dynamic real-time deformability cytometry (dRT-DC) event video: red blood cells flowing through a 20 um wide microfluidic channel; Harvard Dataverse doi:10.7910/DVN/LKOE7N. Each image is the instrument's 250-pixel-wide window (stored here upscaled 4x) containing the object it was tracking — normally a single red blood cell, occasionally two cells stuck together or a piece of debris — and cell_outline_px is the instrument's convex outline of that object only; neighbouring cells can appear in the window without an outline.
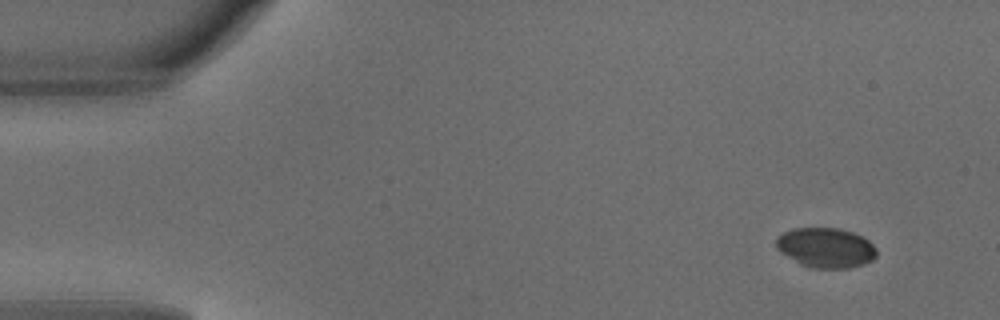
{"species": "common noctule bat (a hibernating species)", "species_latin": "Nyctalus noctula", "temperature_condition": "warm", "stored_images_in_passage": 5, "segment_of_instrument_passage": [2, 2], "camera_frame_rate_fps": 3000, "um_per_image_px": 0.085, "animal": {"sex": "male", "body_mass_g": 18.8}, "frame": {"image": 1, "passage_image": 5, "time_ms": 1.333, "image_size_px": [1000, 320], "cell_outline_px": [[876, 256], [872, 260], [864, 264], [848, 268], [812, 268], [800, 264], [780, 252], [776, 248], [776, 236], [792, 228], [840, 228], [852, 232], [868, 240], [876, 248]], "centroid_in_image_um": [70.17, 21.05], "position_along_channel_um": 14.8, "area_um2": 23.41}}